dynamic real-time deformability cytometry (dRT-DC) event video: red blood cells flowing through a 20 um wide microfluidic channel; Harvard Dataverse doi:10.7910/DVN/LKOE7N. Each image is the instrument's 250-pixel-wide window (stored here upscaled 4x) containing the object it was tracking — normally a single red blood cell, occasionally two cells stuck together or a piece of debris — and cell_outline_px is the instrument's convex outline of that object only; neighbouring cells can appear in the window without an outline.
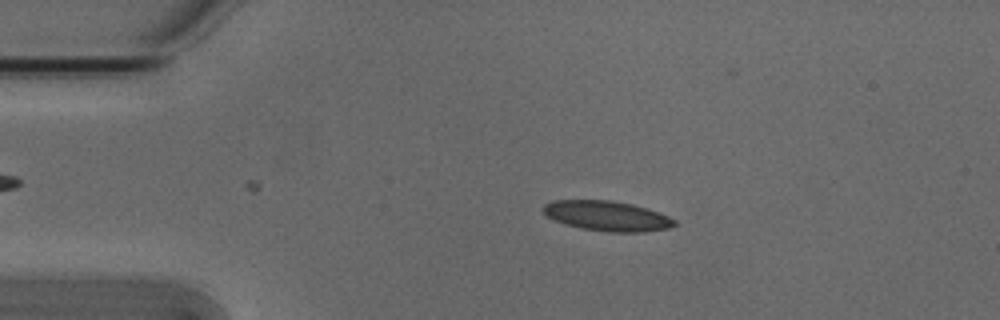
{"species": "Egyptian fruit bat (a non-hibernating species)", "species_latin": "Rousettus aegyptiacus", "temperature_condition": "cold", "stored_images_in_passage": 53, "camera_frame_rate_fps": 3000, "um_per_image_px": 0.085, "animal": {"sex": "male"}, "frame": {"image": 1, "passage_image": 10, "time_ms": 3.0, "image_size_px": [1000, 320], "cell_outline_px": [[676, 224], [668, 228], [644, 232], [608, 232], [580, 228], [564, 224], [552, 220], [540, 208], [544, 204], [552, 200], [612, 200], [632, 204], [668, 216], [676, 220]], "centroid_in_image_um": [51.54, 18.35], "position_along_channel_um": 33.5, "area_um2": 23.0}}
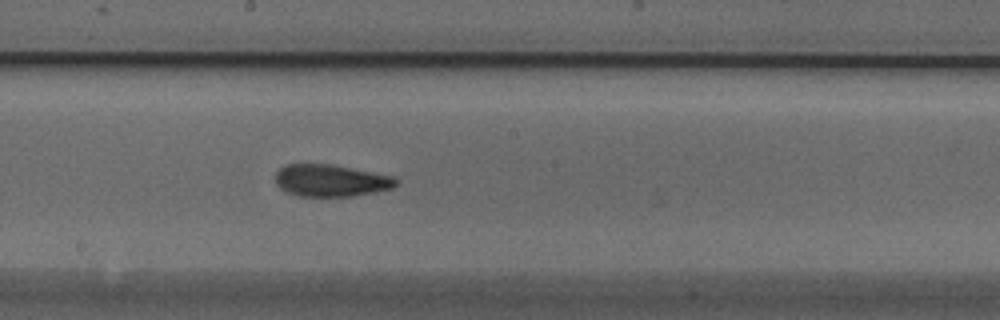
{"frame": {"image": 2, "passage_image": 28, "time_ms": 9.0, "image_size_px": [1000, 320], "cell_outline_px": [[400, 184], [392, 188], [352, 196], [300, 196], [284, 192], [276, 184], [276, 172], [280, 168], [288, 164], [328, 164], [392, 176], [400, 180]], "centroid_in_image_um": [28.11, 15.35], "position_along_channel_um": 220.1, "area_um2": 22.37}}
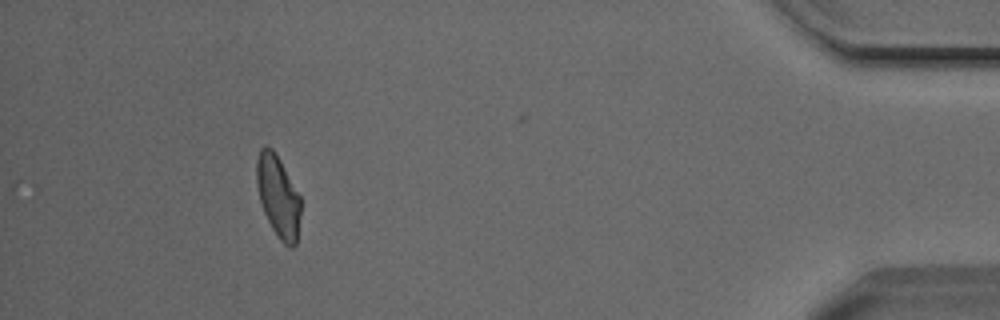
{"frame": {"image": 3, "passage_image": 48, "time_ms": 15.667, "image_size_px": [1000, 320], "cell_outline_px": [[300, 212], [296, 244], [292, 248], [288, 248], [280, 240], [272, 228], [264, 212], [260, 200], [256, 184], [256, 160], [260, 148], [272, 148], [280, 160], [300, 196]], "centroid_in_image_um": [23.63, 16.71], "position_along_channel_um": 411.6, "area_um2": 20.81}, "authors_computed_cell_mechanics": {"area_um2": 22.3108, "velocity_mm_per_s": 3.8202, "shape_relaxation_time_tau1_ms": 5.9046, "shape_relaxation_time_tau2_ms": 2.0902, "deformation_change_tau1": 0.1521, "deformation_change_tau2": 0.0856}}